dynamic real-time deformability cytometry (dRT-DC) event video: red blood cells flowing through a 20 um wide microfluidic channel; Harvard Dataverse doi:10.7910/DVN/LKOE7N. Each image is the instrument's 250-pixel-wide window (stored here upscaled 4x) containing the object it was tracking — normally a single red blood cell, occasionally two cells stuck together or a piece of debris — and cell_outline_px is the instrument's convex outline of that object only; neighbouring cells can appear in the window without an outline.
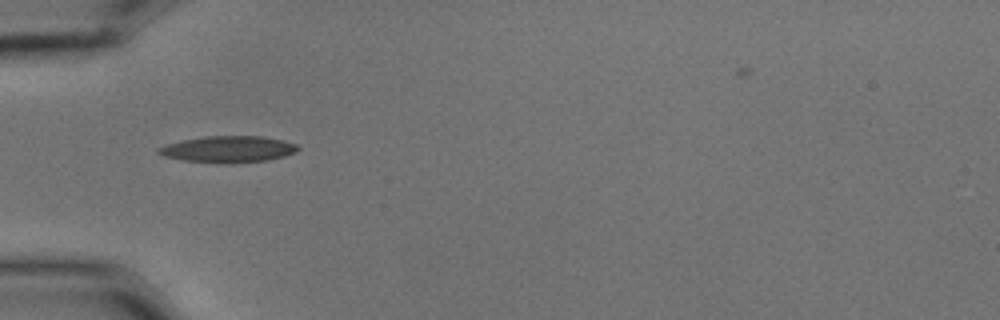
{"species": "common noctule bat (a hibernating species)", "species_latin": "Nyctalus noctula", "temperature_condition": "cold", "stored_images_in_passage": 6, "camera_frame_rate_fps": 3000, "um_per_image_px": 0.085, "animal": {"sex": "male", "body_mass_g": 15.6}, "frame": {"image": 1, "passage_image": 1, "time_ms": 0.0, "image_size_px": [1000, 320], "cell_outline_px": [[300, 148], [296, 152], [284, 156], [268, 160], [232, 164], [220, 164], [184, 160], [164, 156], [156, 152], [156, 148], [168, 144], [184, 140], [204, 136], [264, 136], [284, 140], [296, 144]], "centroid_in_image_um": [19.42, 12.69], "position_along_channel_um": 65.6, "area_um2": 21.73}}
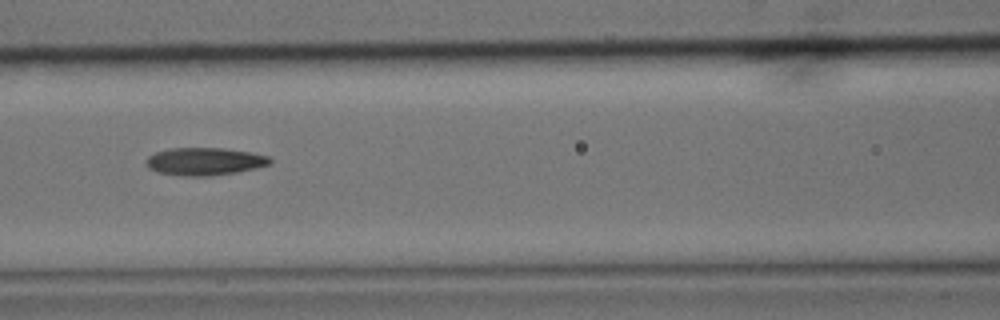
{"frame": {"image": 2, "passage_image": 3, "time_ms": 0.667, "image_size_px": [1000, 320], "cell_outline_px": [[272, 164], [256, 168], [236, 172], [208, 176], [184, 176], [156, 172], [148, 168], [148, 156], [156, 152], [168, 148], [224, 148], [252, 152], [268, 156], [272, 160]], "centroid_in_image_um": [17.42, 13.72], "position_along_channel_um": 149.2, "area_um2": 20.0}}
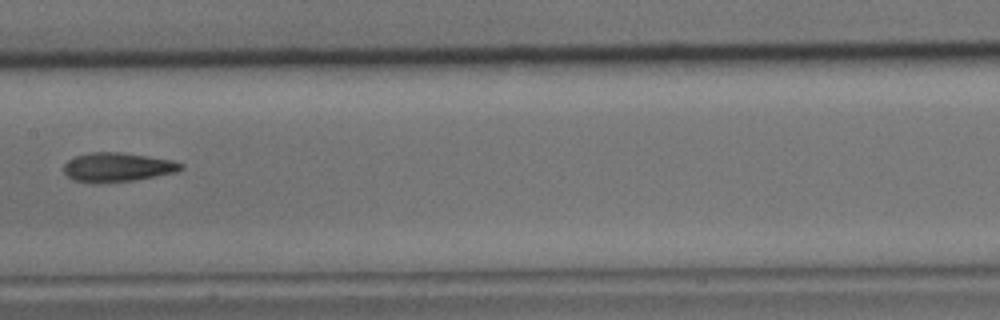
{"frame": {"image": 3, "passage_image": 4, "time_ms": 1.0, "image_size_px": [1000, 320], "cell_outline_px": [[184, 168], [176, 172], [156, 176], [132, 180], [96, 184], [92, 184], [76, 180], [68, 176], [64, 172], [64, 164], [68, 160], [76, 156], [88, 152], [120, 152], [148, 156], [172, 160], [184, 164]], "centroid_in_image_um": [9.98, 14.21], "position_along_channel_um": 197.4, "area_um2": 19.94}}